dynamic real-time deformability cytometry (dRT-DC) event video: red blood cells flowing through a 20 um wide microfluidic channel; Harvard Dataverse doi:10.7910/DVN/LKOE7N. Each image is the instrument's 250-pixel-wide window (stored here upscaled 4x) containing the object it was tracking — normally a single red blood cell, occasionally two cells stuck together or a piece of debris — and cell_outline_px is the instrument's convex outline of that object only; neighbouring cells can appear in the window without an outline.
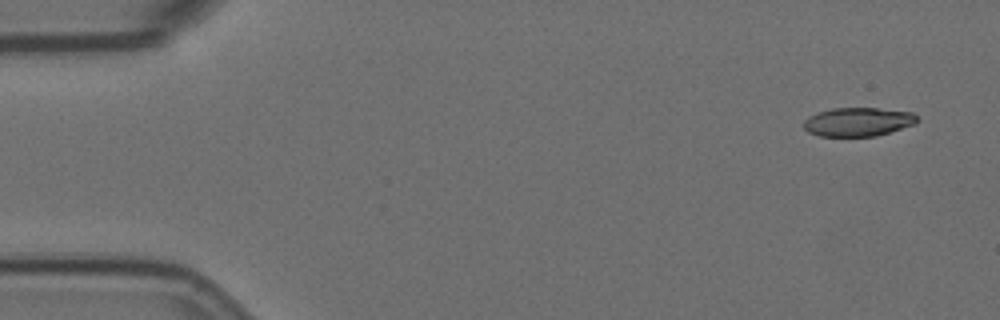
{"species": "Egyptian fruit bat (a non-hibernating species)", "species_latin": "Rousettus aegyptiacus", "temperature_condition": "room temperature", "stored_images_in_passage": 4, "camera_frame_rate_fps": 3000, "um_per_image_px": 0.085, "animal": {"sex": "female"}, "frame": {"image": 1, "passage_image": 1, "time_ms": 0.0, "image_size_px": [1000, 320], "cell_outline_px": [[916, 124], [876, 136], [820, 136], [808, 132], [804, 128], [804, 120], [808, 116], [816, 112], [832, 108], [876, 108], [912, 112], [916, 116]], "centroid_in_image_um": [72.9, 10.35], "position_along_channel_um": 12.1, "area_um2": 19.02}}
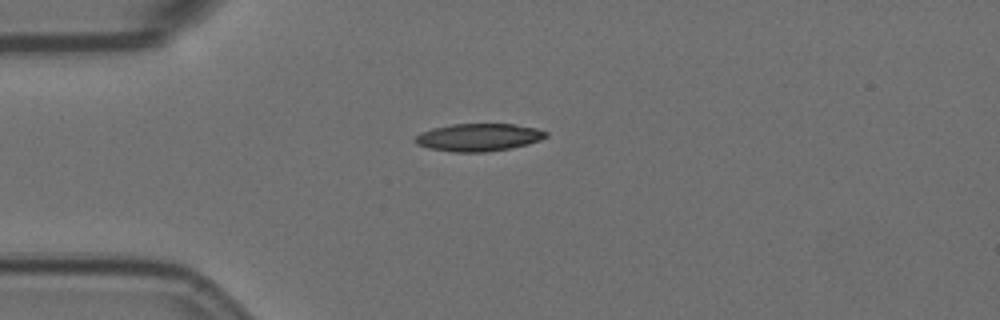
{"frame": {"image": 2, "passage_image": 4, "time_ms": 3.667, "image_size_px": [1000, 320], "cell_outline_px": [[548, 136], [540, 140], [528, 144], [488, 152], [452, 152], [428, 148], [416, 144], [412, 140], [420, 132], [432, 128], [452, 124], [512, 124], [536, 128], [548, 132]], "centroid_in_image_um": [40.65, 11.67], "position_along_channel_um": 44.4, "area_um2": 21.15}}